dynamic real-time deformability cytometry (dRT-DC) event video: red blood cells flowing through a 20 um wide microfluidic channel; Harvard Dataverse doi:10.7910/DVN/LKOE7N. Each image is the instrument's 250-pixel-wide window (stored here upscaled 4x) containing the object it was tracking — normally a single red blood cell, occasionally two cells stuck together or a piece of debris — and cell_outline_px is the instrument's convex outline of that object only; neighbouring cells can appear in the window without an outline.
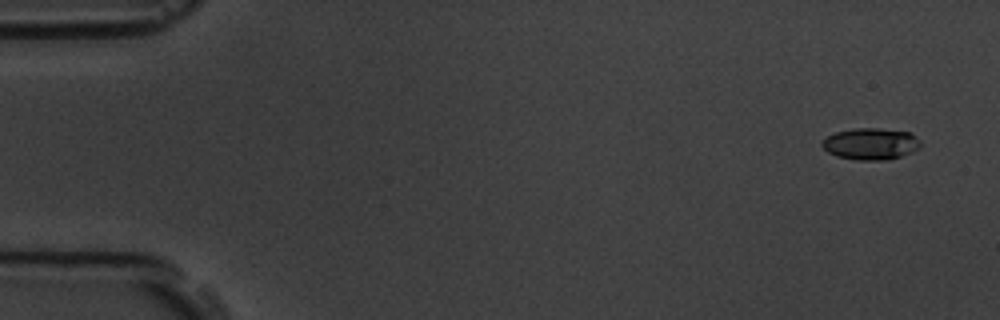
{"species": "common noctule bat (a hibernating species)", "species_latin": "Nyctalus noctula", "temperature_condition": "room temperature", "stored_images_in_passage": 6, "camera_frame_rate_fps": 3000, "um_per_image_px": 0.085, "animal": {"sex": "male", "body_mass_g": 19.5, "forearm_length_mm": 54.6}, "frame": {"image": 1, "passage_image": 1, "time_ms": 0.0, "image_size_px": [1000, 320], "cell_outline_px": [[920, 148], [912, 152], [888, 160], [856, 160], [836, 156], [828, 152], [820, 144], [828, 136], [836, 132], [856, 128], [880, 128], [912, 132], [920, 140]], "centroid_in_image_um": [74.05, 12.22], "position_along_channel_um": 11.0, "area_um2": 18.26}}
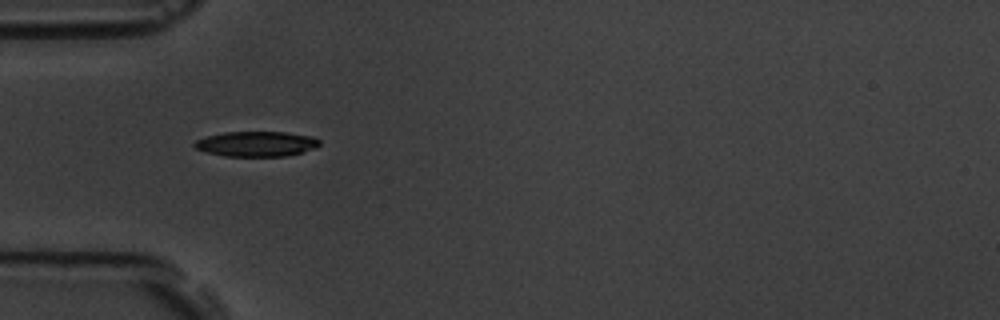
{"frame": {"image": 2, "passage_image": 5, "time_ms": 5.0, "image_size_px": [1000, 320], "cell_outline_px": [[320, 144], [316, 148], [284, 156], [224, 156], [208, 152], [196, 148], [192, 144], [196, 140], [208, 136], [224, 132], [284, 132], [312, 136], [320, 140]], "centroid_in_image_um": [21.8, 12.22], "position_along_channel_um": 63.2, "area_um2": 18.15}}
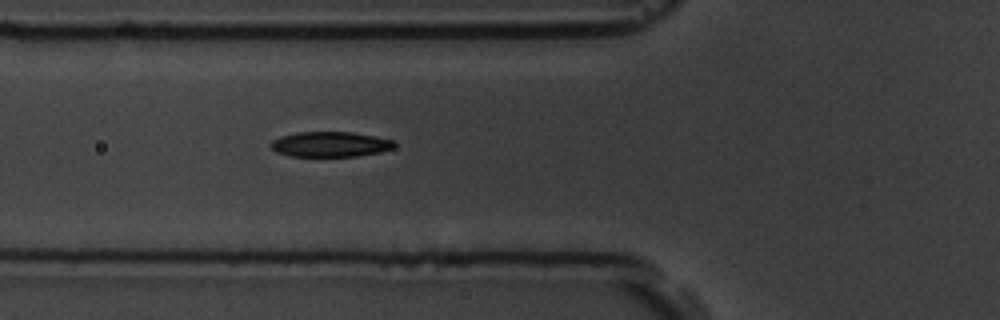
{"frame": {"image": 3, "passage_image": 6, "time_ms": 6.0, "image_size_px": [1000, 320], "cell_outline_px": [[396, 144], [392, 148], [380, 152], [356, 156], [288, 156], [276, 152], [268, 144], [272, 140], [280, 136], [296, 132], [352, 132], [396, 140]], "centroid_in_image_um": [28.04, 12.26], "position_along_channel_um": 97.8, "area_um2": 18.26}}